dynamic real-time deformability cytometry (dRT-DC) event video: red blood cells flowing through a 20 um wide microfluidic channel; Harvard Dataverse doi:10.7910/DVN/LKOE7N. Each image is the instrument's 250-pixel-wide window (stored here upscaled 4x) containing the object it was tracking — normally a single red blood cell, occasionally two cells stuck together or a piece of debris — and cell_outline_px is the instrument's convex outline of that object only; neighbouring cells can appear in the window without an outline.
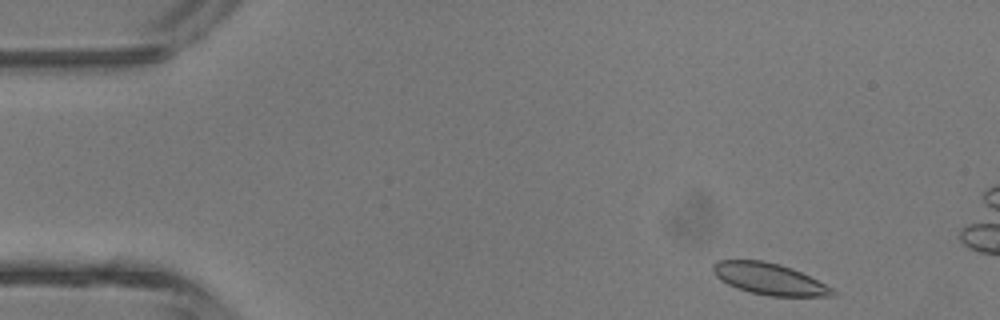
{"species": "common noctule bat (a hibernating species)", "species_latin": "Nyctalus noctula", "temperature_condition": "room temperature", "stored_images_in_passage": 5, "camera_frame_rate_fps": 3000, "um_per_image_px": 0.085, "animal": {"sex": "male", "body_mass_g": 13.3}, "frame": {"image": 1, "passage_image": 1, "time_ms": 0.0, "image_size_px": [1000, 320], "cell_outline_px": [[836, 296], [768, 296], [736, 288], [720, 280], [712, 272], [712, 264], [716, 260], [764, 260], [780, 264], [792, 268], [836, 288]], "centroid_in_image_um": [65.42, 23.7], "position_along_channel_um": 19.6, "area_um2": 22.25}}